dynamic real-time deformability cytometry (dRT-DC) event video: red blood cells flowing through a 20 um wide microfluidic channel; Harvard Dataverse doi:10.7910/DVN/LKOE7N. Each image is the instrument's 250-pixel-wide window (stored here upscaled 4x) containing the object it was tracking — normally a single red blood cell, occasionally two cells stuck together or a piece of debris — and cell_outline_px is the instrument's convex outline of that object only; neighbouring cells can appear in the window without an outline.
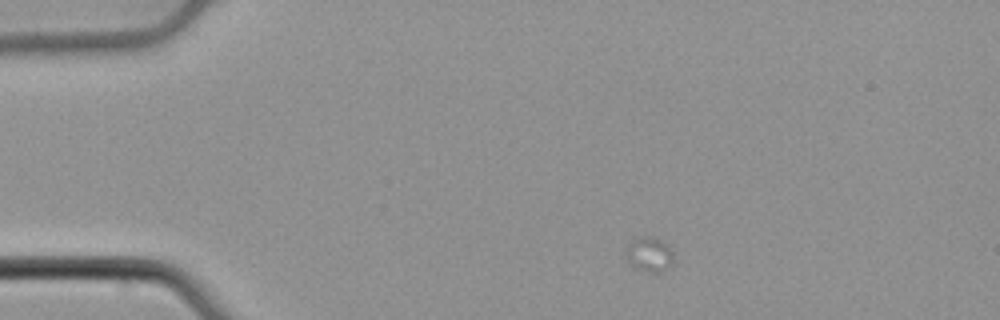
{"species": "common noctule bat (a hibernating species)", "species_latin": "Nyctalus noctula", "temperature_condition": "cold", "stored_images_in_passage": 14, "camera_frame_rate_fps": 3000, "um_per_image_px": 0.085, "animal": {"sex": "male", "body_mass_g": 21.5, "forearm_length_mm": 52.0}, "frame": {"image": 1, "passage_image": 3, "time_ms": 0.667, "image_size_px": [1000, 320], "cell_outline_px": [[672, 264], [668, 268], [660, 272], [648, 272], [632, 268], [624, 256], [624, 248], [632, 236], [652, 236], [668, 244], [672, 252]], "centroid_in_image_um": [55.09, 21.59], "position_along_channel_um": 29.9, "area_um2": 10.23}}